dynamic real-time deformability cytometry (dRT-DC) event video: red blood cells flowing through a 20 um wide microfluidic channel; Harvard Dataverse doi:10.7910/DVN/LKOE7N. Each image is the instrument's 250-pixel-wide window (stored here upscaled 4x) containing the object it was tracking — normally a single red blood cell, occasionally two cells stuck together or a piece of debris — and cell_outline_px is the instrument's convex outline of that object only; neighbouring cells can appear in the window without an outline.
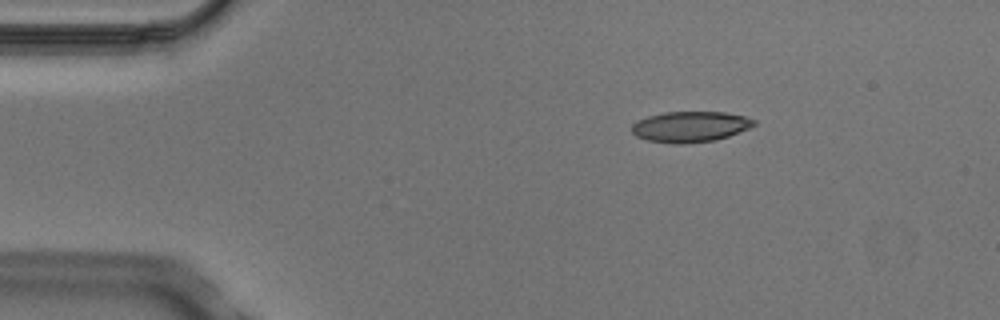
{"species": "Egyptian fruit bat (a non-hibernating species)", "species_latin": "Rousettus aegyptiacus", "temperature_condition": "cold", "stored_images_in_passage": 3, "camera_frame_rate_fps": 3000, "um_per_image_px": 0.085, "animal": {"sex": "male"}, "frame": {"image": 1, "passage_image": 1, "time_ms": 0.0, "image_size_px": [1000, 320], "cell_outline_px": [[756, 124], [748, 128], [728, 136], [716, 140], [684, 144], [672, 144], [648, 140], [636, 136], [632, 132], [632, 124], [636, 120], [648, 116], [664, 112], [724, 112], [744, 116], [756, 120]], "centroid_in_image_um": [58.65, 10.77], "position_along_channel_um": 26.4, "area_um2": 21.91}}